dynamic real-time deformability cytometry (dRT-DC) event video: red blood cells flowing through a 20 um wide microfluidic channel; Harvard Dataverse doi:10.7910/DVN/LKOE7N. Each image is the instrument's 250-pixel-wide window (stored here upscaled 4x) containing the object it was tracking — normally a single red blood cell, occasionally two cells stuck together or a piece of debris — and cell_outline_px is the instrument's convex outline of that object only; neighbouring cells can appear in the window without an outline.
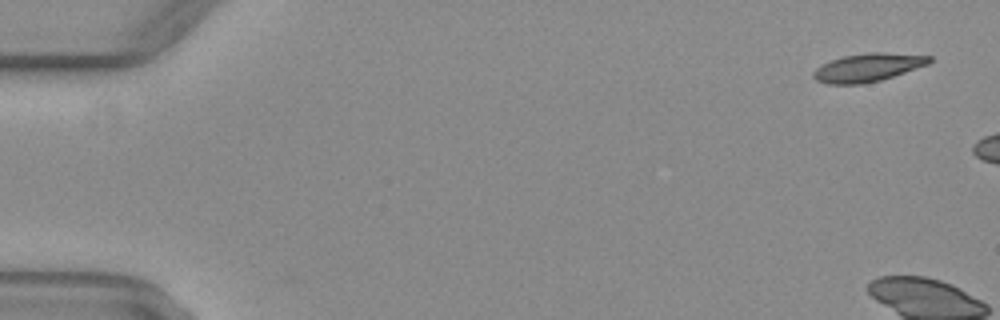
{"species": "common noctule bat (a hibernating species)", "species_latin": "Nyctalus noctula", "temperature_condition": "warm", "stored_images_in_passage": 5, "camera_frame_rate_fps": 3000, "um_per_image_px": 0.085, "animal": {"sex": "female", "body_mass_g": 29.2, "forearm_length_mm": 56.3}, "frame": {"image": 1, "passage_image": 1, "time_ms": 0.0, "image_size_px": [1000, 320], "cell_outline_px": [[932, 60], [928, 64], [880, 80], [860, 84], [828, 84], [816, 80], [812, 76], [812, 72], [816, 68], [832, 60], [844, 56], [868, 52], [884, 52], [932, 56]], "centroid_in_image_um": [73.75, 5.73], "position_along_channel_um": 11.2, "area_um2": 18.84}}